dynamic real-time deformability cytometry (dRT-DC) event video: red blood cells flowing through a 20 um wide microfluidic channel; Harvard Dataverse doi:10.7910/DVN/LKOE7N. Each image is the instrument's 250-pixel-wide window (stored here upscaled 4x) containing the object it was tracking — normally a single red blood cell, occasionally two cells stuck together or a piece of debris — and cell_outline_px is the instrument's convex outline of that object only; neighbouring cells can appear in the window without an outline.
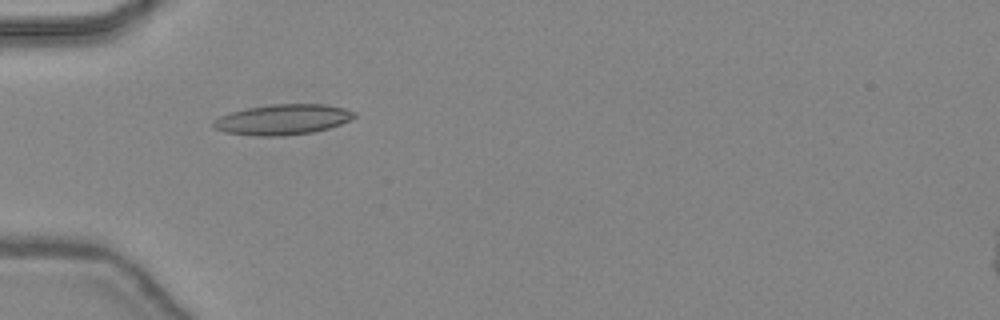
{"species": "common noctule bat (a hibernating species)", "species_latin": "Nyctalus noctula", "temperature_condition": "warm", "stored_images_in_passage": 32, "camera_frame_rate_fps": 3000, "um_per_image_px": 0.085, "animal": {"sex": "female", "body_mass_g": 24.6, "forearm_length_mm": 56.2}, "frame": {"image": 1, "passage_image": 6, "time_ms": 1.667, "image_size_px": [1000, 320], "cell_outline_px": [[356, 116], [340, 124], [328, 128], [312, 132], [280, 136], [256, 136], [224, 132], [212, 128], [212, 120], [220, 116], [232, 112], [248, 108], [272, 104], [324, 104], [344, 108], [356, 112]], "centroid_in_image_um": [23.99, 10.16], "position_along_channel_um": 61.0, "area_um2": 24.91}}
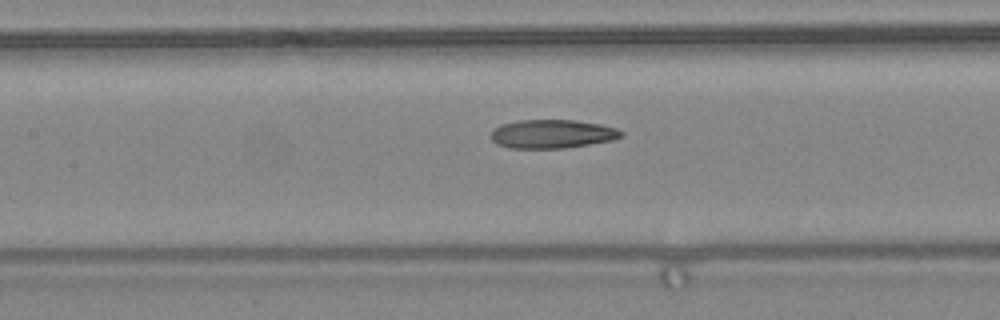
{"frame": {"image": 2, "passage_image": 13, "time_ms": 4.0, "image_size_px": [1000, 320], "cell_outline_px": [[624, 136], [612, 140], [564, 148], [512, 148], [496, 144], [492, 140], [492, 128], [500, 124], [516, 120], [572, 120], [600, 124], [616, 128], [624, 132]], "centroid_in_image_um": [46.92, 11.38], "position_along_channel_um": 160.5, "area_um2": 21.79}}
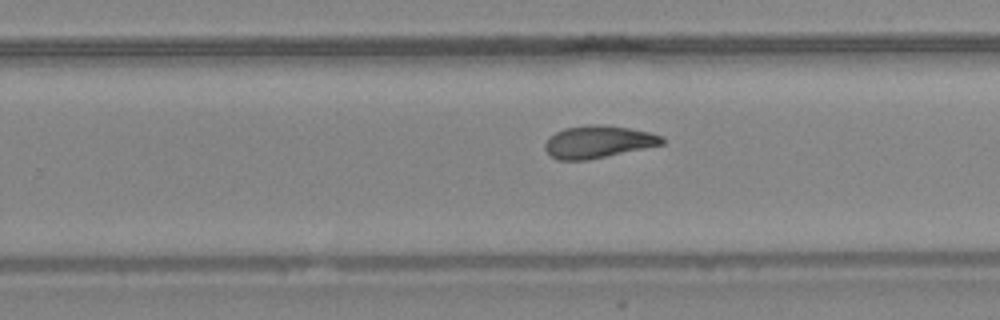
{"frame": {"image": 3, "passage_image": 21, "time_ms": 6.667, "image_size_px": [1000, 320], "cell_outline_px": [[664, 144], [588, 160], [556, 160], [544, 148], [544, 144], [556, 132], [564, 128], [588, 124], [600, 124], [628, 128], [648, 132], [664, 136]], "centroid_in_image_um": [50.85, 12.05], "position_along_channel_um": 279.0, "area_um2": 21.96}, "authors_computed_cell_mechanics": {"area_um2": 21.9929, "velocity_mm_per_s": 4.4629, "shape_relaxation_time_tau1_ms": null, "shape_relaxation_time_tau2_ms": 2.6344, "deformation_change_tau1": null, "deformation_change_tau2": 0.1017}}